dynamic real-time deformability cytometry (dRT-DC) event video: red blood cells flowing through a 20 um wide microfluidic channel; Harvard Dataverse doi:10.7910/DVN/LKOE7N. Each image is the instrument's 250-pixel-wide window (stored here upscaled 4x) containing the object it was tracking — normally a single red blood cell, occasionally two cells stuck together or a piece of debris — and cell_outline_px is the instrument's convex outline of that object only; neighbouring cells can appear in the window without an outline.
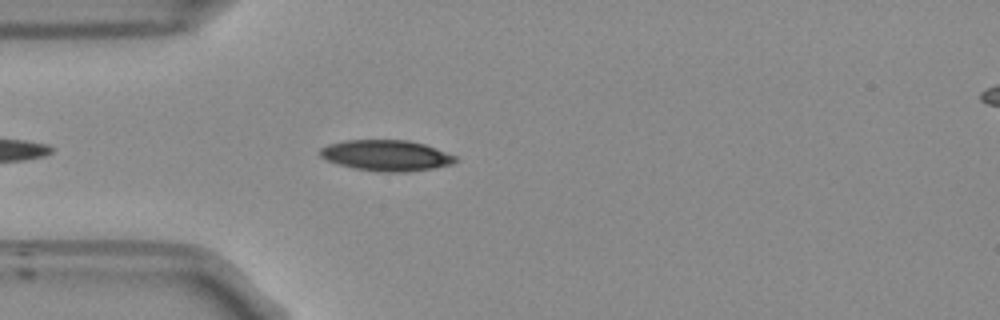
{"species": "Egyptian fruit bat (a non-hibernating species)", "species_latin": "Rousettus aegyptiacus", "temperature_condition": "room temperature", "stored_images_in_passage": 28, "camera_frame_rate_fps": 3000, "um_per_image_px": 0.085, "frame": {"image": 1, "passage_image": 5, "time_ms": 1.333, "image_size_px": [1000, 320], "cell_outline_px": [[456, 160], [452, 164], [436, 168], [408, 172], [376, 172], [336, 164], [320, 156], [320, 148], [328, 144], [344, 140], [408, 140], [424, 144], [456, 156]], "centroid_in_image_um": [32.82, 13.22], "position_along_channel_um": 52.2, "area_um2": 24.39}}